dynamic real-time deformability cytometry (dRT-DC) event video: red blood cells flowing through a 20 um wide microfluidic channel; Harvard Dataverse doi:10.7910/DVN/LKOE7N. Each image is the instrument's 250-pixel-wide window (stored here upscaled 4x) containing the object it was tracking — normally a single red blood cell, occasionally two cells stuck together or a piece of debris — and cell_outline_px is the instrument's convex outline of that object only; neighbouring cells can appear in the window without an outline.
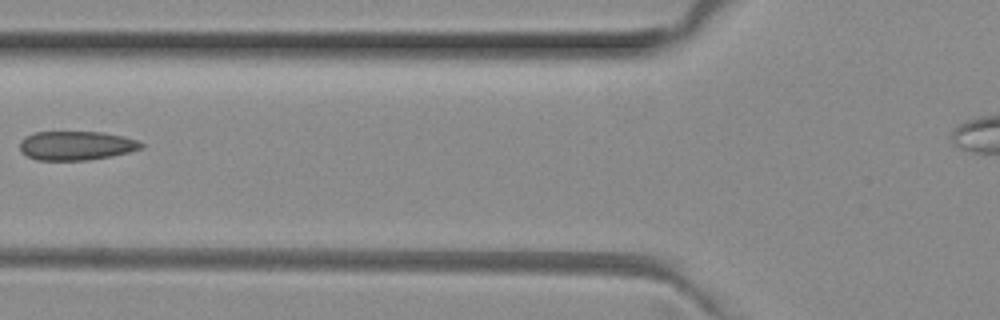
{"species": "common noctule bat (a hibernating species)", "species_latin": "Nyctalus noctula", "temperature_condition": "room temperature", "stored_images_in_passage": 6, "segment_of_instrument_passage": [2, 2], "camera_frame_rate_fps": 3000, "um_per_image_px": 0.085, "animal": {"sex": "female", "body_mass_g": 29.2, "forearm_length_mm": 56.3}, "frame": {"image": 1, "passage_image": 5, "time_ms": 1.333, "image_size_px": [1000, 320], "cell_outline_px": [[144, 148], [112, 156], [88, 160], [36, 160], [28, 156], [20, 148], [20, 140], [36, 132], [104, 132], [124, 136], [136, 140], [144, 144]], "centroid_in_image_um": [6.52, 12.37], "position_along_channel_um": 119.3, "area_um2": 20.46}}
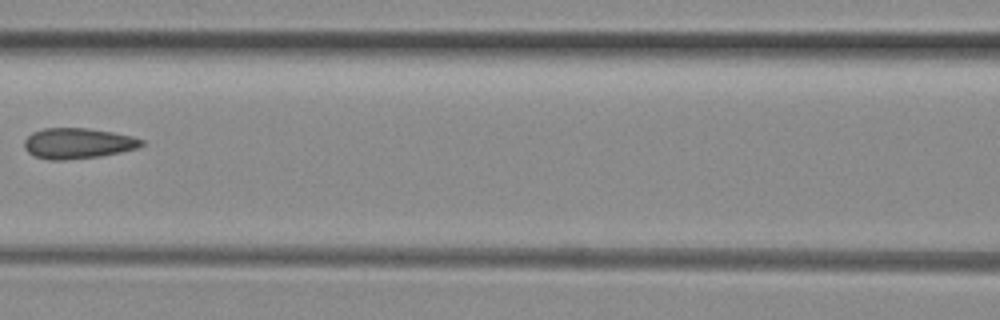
{"frame": {"image": 2, "passage_image": 6, "time_ms": 1.667, "image_size_px": [1000, 320], "cell_outline_px": [[144, 144], [136, 148], [120, 152], [100, 156], [64, 160], [48, 160], [36, 156], [28, 152], [24, 148], [24, 140], [32, 132], [44, 128], [88, 128], [112, 132], [132, 136], [144, 140]], "centroid_in_image_um": [6.6, 12.18], "position_along_channel_um": 160.0, "area_um2": 20.87}}